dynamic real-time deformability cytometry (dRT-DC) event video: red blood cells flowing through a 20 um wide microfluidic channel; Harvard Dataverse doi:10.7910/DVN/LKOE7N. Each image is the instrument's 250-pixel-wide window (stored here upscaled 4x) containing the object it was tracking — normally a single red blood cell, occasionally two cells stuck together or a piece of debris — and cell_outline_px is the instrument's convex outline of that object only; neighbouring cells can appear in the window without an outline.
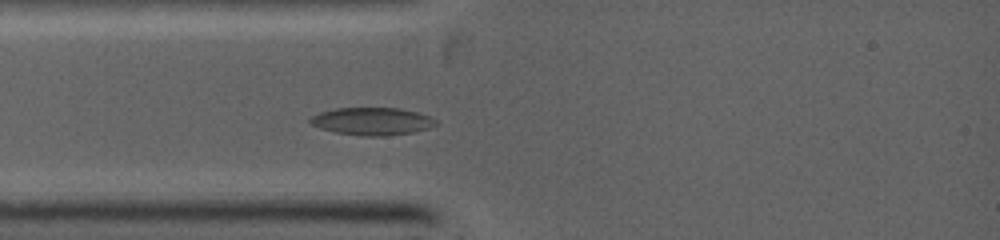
{"species": "common noctule bat (a hibernating species)", "species_latin": "Nyctalus noctula", "temperature_condition": "warm", "stored_images_in_passage": 22, "camera_frame_rate_fps": 5000, "um_per_image_px": 0.085, "animal": {"sex": "female", "body_mass_g": 19.0, "forearm_length_mm": 53.3}, "frame": {"image": 1, "passage_image": 4, "time_ms": 1.6, "image_size_px": [1000, 240], "cell_outline_px": [[440, 124], [428, 128], [412, 132], [384, 136], [368, 136], [336, 132], [320, 128], [312, 124], [308, 120], [312, 116], [320, 112], [336, 108], [400, 108], [416, 112], [428, 116], [436, 120]], "centroid_in_image_um": [31.64, 10.3], "position_along_channel_um": 53.4, "area_um2": 20.0}}
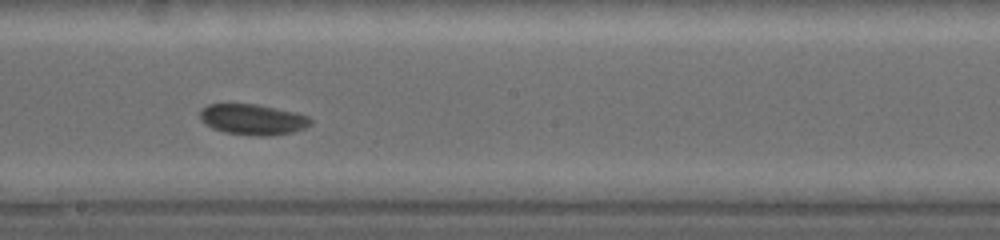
{"frame": {"image": 2, "passage_image": 13, "time_ms": 5.4, "image_size_px": [1000, 240], "cell_outline_px": [[312, 124], [304, 128], [292, 132], [268, 136], [252, 136], [224, 132], [212, 128], [204, 124], [200, 120], [200, 108], [208, 104], [256, 104], [296, 112], [308, 116], [312, 120]], "centroid_in_image_um": [21.46, 10.16], "position_along_channel_um": 226.7, "area_um2": 20.0}}
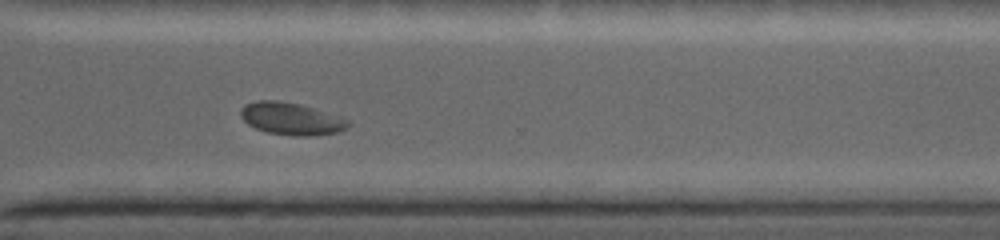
{"frame": {"image": 3, "passage_image": 19, "time_ms": 8.0, "image_size_px": [1000, 240], "cell_outline_px": [[348, 128], [336, 132], [312, 136], [292, 136], [268, 132], [256, 128], [248, 124], [240, 116], [240, 108], [244, 104], [256, 100], [280, 100], [300, 104], [340, 116], [348, 120]], "centroid_in_image_um": [24.72, 10.08], "position_along_channel_um": 345.9, "area_um2": 20.29}}